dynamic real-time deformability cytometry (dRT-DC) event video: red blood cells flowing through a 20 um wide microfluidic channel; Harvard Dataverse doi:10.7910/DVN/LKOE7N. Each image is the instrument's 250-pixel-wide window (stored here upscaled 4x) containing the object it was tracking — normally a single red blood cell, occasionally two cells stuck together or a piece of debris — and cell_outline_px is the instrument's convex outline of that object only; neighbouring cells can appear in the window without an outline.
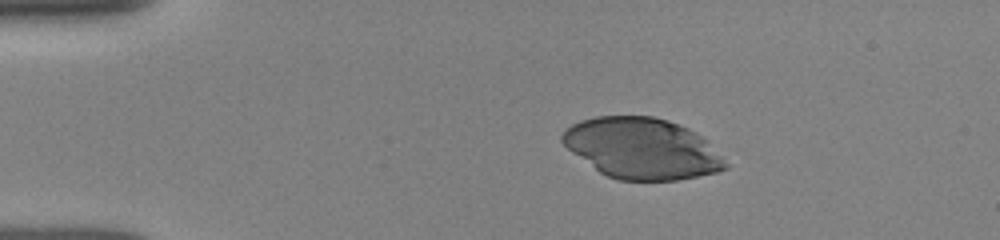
{"species": "human", "species_latin": "Homo sapiens", "temperature_condition": "room temperature", "stored_images_in_passage": 42, "camera_frame_rate_fps": 3000, "um_per_image_px": 0.085, "donor": {"sex": "female"}, "frame": {"image": 1, "passage_image": 1, "time_ms": 0.0, "image_size_px": [1000, 240], "cell_outline_px": [[728, 168], [716, 172], [676, 180], [620, 180], [608, 176], [600, 172], [572, 152], [560, 140], [560, 136], [564, 128], [580, 120], [596, 116], [652, 116], [668, 120], [688, 128], [708, 140], [728, 164]], "centroid_in_image_um": [54.56, 12.6], "position_along_channel_um": 30.4, "area_um2": 57.74}}